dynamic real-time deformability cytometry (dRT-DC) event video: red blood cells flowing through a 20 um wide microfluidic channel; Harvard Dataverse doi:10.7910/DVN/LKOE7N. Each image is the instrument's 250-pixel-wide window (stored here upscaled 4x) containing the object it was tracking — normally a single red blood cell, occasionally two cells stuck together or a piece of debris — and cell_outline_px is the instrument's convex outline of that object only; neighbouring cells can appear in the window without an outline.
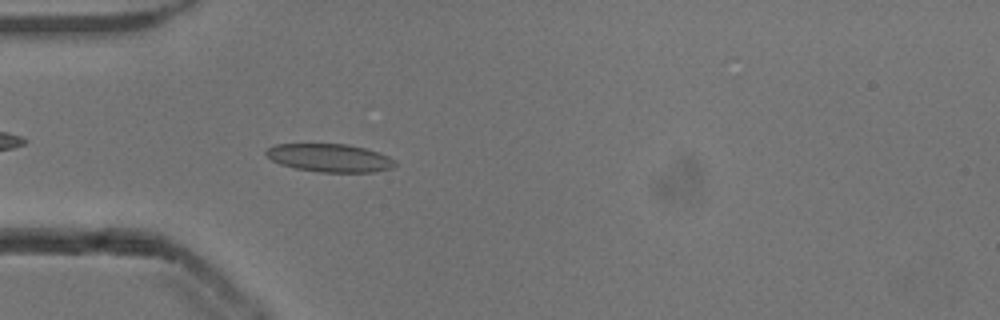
{"species": "common noctule bat (a hibernating species)", "species_latin": "Nyctalus noctula", "temperature_condition": "cold", "stored_images_in_passage": 47, "camera_frame_rate_fps": 3000, "um_per_image_px": 0.085, "animal": {"sex": "male", "body_mass_g": 13.3}, "frame": {"image": 1, "passage_image": 10, "time_ms": 3.0, "image_size_px": [1000, 320], "cell_outline_px": [[396, 164], [392, 168], [372, 172], [320, 172], [296, 168], [280, 164], [272, 160], [264, 152], [268, 148], [276, 144], [348, 144], [364, 148], [388, 156], [396, 160]], "centroid_in_image_um": [28.03, 13.42], "position_along_channel_um": 57.0, "area_um2": 20.98}}
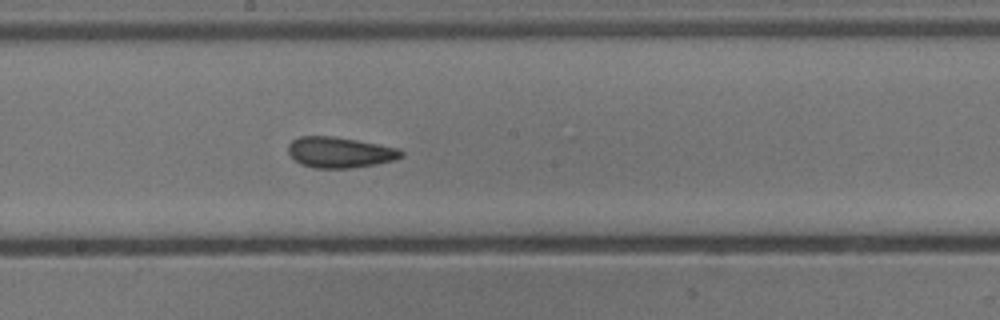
{"frame": {"image": 2, "passage_image": 23, "time_ms": 7.333, "image_size_px": [1000, 320], "cell_outline_px": [[404, 156], [396, 160], [376, 164], [352, 168], [312, 168], [300, 164], [288, 152], [288, 144], [292, 140], [300, 136], [332, 136], [356, 140], [400, 148], [404, 152]], "centroid_in_image_um": [28.91, 12.95], "position_along_channel_um": 219.3, "area_um2": 20.4}}
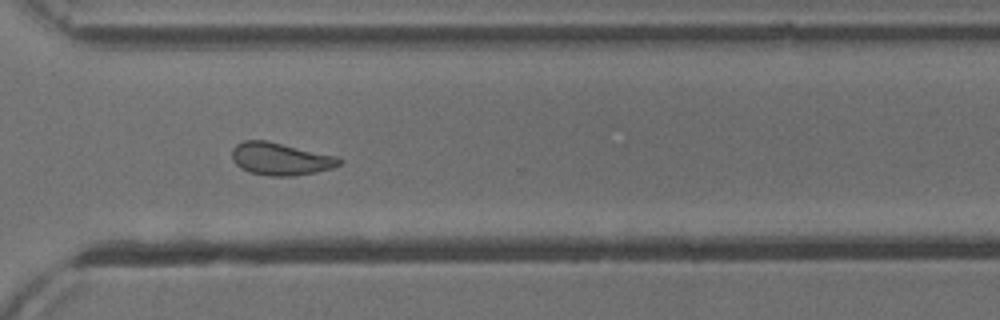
{"frame": {"image": 3, "passage_image": 33, "time_ms": 10.667, "image_size_px": [1000, 320], "cell_outline_px": [[344, 160], [340, 164], [332, 168], [316, 172], [296, 176], [268, 176], [248, 172], [240, 168], [232, 160], [232, 148], [236, 144], [244, 140], [268, 140], [340, 156]], "centroid_in_image_um": [23.87, 13.5], "position_along_channel_um": 346.7, "area_um2": 20.87}, "authors_computed_cell_mechanics": {"area_um2": 20.4034, "velocity_mm_per_s": 3.835, "shape_relaxation_time_tau1_ms": 4.2945, "shape_relaxation_time_tau2_ms": 1.9473, "deformation_change_tau1": 0.1322, "deformation_change_tau2": 0.0929}}